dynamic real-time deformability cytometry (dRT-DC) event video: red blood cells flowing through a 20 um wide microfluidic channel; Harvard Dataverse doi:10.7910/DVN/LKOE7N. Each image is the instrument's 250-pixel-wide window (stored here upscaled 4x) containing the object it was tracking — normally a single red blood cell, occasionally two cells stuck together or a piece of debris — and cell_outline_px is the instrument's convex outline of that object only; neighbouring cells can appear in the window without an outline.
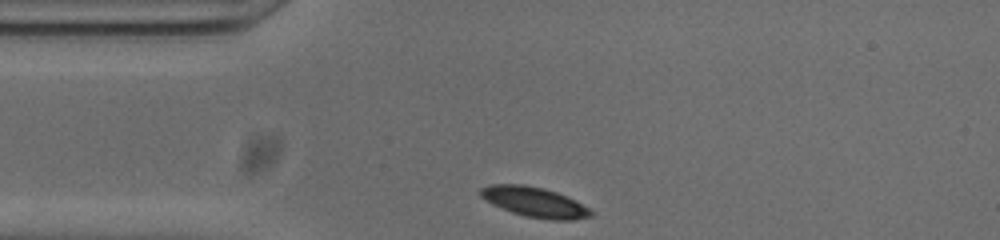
{"species": "common noctule bat (a hibernating species)", "species_latin": "Nyctalus noctula", "temperature_condition": "cold", "stored_images_in_passage": 31, "camera_frame_rate_fps": 3000, "um_per_image_px": 0.085, "animal": {"sex": "male", "body_mass_g": 20.0, "forearm_length_mm": 53.3}, "frame": {"image": 1, "passage_image": 1, "time_ms": 0.0, "image_size_px": [1000, 240], "cell_outline_px": [[592, 216], [572, 220], [548, 220], [524, 216], [512, 212], [492, 204], [480, 196], [480, 188], [488, 184], [524, 184], [544, 188], [568, 196], [576, 200], [588, 208], [592, 212]], "centroid_in_image_um": [45.43, 17.17], "position_along_channel_um": 39.6, "area_um2": 19.42}}
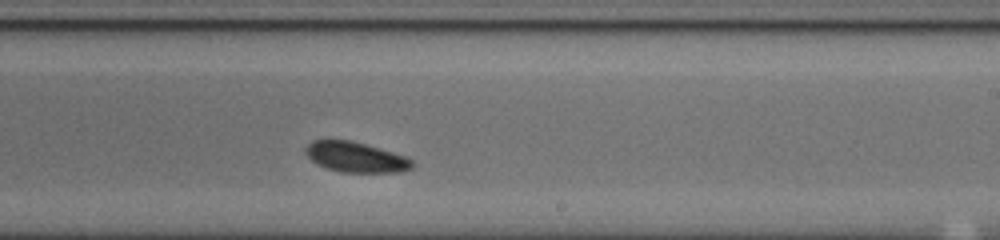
{"frame": {"image": 2, "passage_image": 20, "time_ms": 6.333, "image_size_px": [1000, 240], "cell_outline_px": [[416, 164], [412, 168], [404, 172], [340, 172], [324, 168], [316, 164], [304, 152], [304, 148], [312, 140], [348, 140], [364, 144], [392, 152], [404, 156], [412, 160]], "centroid_in_image_um": [30.22, 13.37], "position_along_channel_um": 258.8, "area_um2": 18.84}}
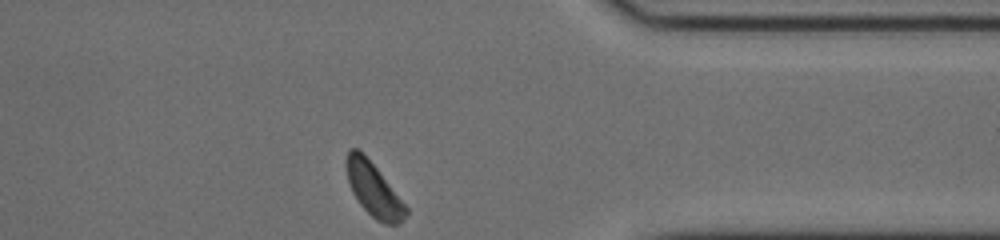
{"frame": {"image": 3, "passage_image": 31, "time_ms": 10.0, "image_size_px": [1000, 240], "cell_outline_px": [[408, 212], [404, 220], [400, 224], [384, 224], [376, 220], [360, 204], [352, 192], [348, 180], [344, 164], [344, 160], [348, 148], [356, 148], [376, 168], [408, 208]], "centroid_in_image_um": [31.74, 16.13], "position_along_channel_um": 379.7, "area_um2": 18.38}, "authors_computed_cell_mechanics": {"area_um2": 19.3052, "velocity_mm_per_s": 3.7485, "shape_relaxation_time_tau1_ms": 1.3038, "shape_relaxation_time_tau2_ms": null, "deformation_change_tau1": 0.0508, "deformation_change_tau2": null}}